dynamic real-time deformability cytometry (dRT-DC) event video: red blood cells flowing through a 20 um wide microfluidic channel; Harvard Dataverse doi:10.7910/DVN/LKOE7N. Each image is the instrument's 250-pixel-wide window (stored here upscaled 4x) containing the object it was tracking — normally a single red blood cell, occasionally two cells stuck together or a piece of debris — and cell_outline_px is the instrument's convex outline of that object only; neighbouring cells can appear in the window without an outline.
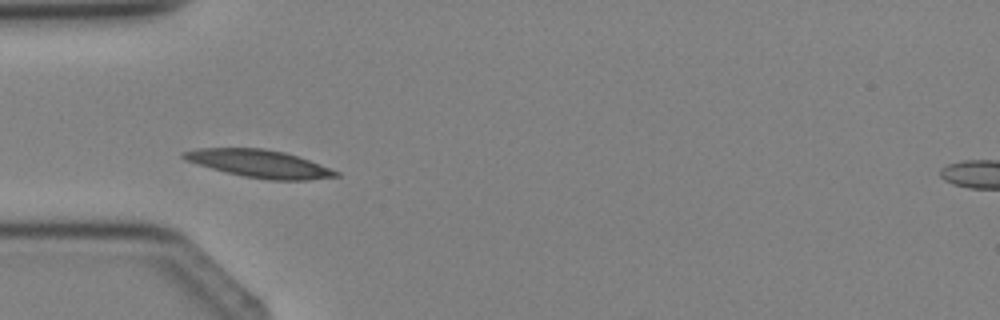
{"species": "Egyptian fruit bat (a non-hibernating species)", "species_latin": "Rousettus aegyptiacus", "temperature_condition": "cold", "stored_images_in_passage": 3, "camera_frame_rate_fps": 3000, "um_per_image_px": 0.085, "animal": {"sex": "female"}, "frame": {"image": 1, "passage_image": 3, "time_ms": 2.333, "image_size_px": [1000, 320], "cell_outline_px": [[340, 176], [308, 180], [268, 180], [244, 176], [196, 164], [184, 160], [180, 156], [180, 152], [196, 148], [264, 148], [284, 152], [320, 164], [340, 172]], "centroid_in_image_um": [22.01, 13.9], "position_along_channel_um": 63.0, "area_um2": 24.51}}